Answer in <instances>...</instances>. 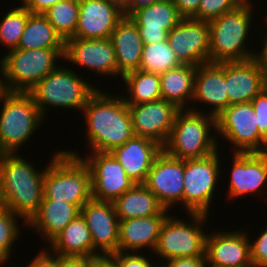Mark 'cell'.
I'll use <instances>...</instances> for the list:
<instances>
[{"instance_id":"cell-4","label":"cell","mask_w":267,"mask_h":267,"mask_svg":"<svg viewBox=\"0 0 267 267\" xmlns=\"http://www.w3.org/2000/svg\"><path fill=\"white\" fill-rule=\"evenodd\" d=\"M219 144L215 116L183 109L177 113L172 130L162 148L171 157L189 160L213 154L220 149Z\"/></svg>"},{"instance_id":"cell-36","label":"cell","mask_w":267,"mask_h":267,"mask_svg":"<svg viewBox=\"0 0 267 267\" xmlns=\"http://www.w3.org/2000/svg\"><path fill=\"white\" fill-rule=\"evenodd\" d=\"M5 14L3 18L0 17V44L8 52L17 49L31 12L19 3Z\"/></svg>"},{"instance_id":"cell-17","label":"cell","mask_w":267,"mask_h":267,"mask_svg":"<svg viewBox=\"0 0 267 267\" xmlns=\"http://www.w3.org/2000/svg\"><path fill=\"white\" fill-rule=\"evenodd\" d=\"M227 197L231 200L248 195H265L267 190V155L263 153H233ZM266 191V192H265ZM265 193V194H264Z\"/></svg>"},{"instance_id":"cell-53","label":"cell","mask_w":267,"mask_h":267,"mask_svg":"<svg viewBox=\"0 0 267 267\" xmlns=\"http://www.w3.org/2000/svg\"><path fill=\"white\" fill-rule=\"evenodd\" d=\"M156 267H166L163 263L159 265V263L156 265Z\"/></svg>"},{"instance_id":"cell-9","label":"cell","mask_w":267,"mask_h":267,"mask_svg":"<svg viewBox=\"0 0 267 267\" xmlns=\"http://www.w3.org/2000/svg\"><path fill=\"white\" fill-rule=\"evenodd\" d=\"M173 214L170 213L164 220L153 252V256L156 255L161 261L159 264L178 257L205 256L208 234L205 227L210 215L188 213L189 219L187 217L183 220V217L180 219L179 215Z\"/></svg>"},{"instance_id":"cell-20","label":"cell","mask_w":267,"mask_h":267,"mask_svg":"<svg viewBox=\"0 0 267 267\" xmlns=\"http://www.w3.org/2000/svg\"><path fill=\"white\" fill-rule=\"evenodd\" d=\"M90 230L93 247L101 255L118 252L119 219L112 201L89 200L80 209Z\"/></svg>"},{"instance_id":"cell-21","label":"cell","mask_w":267,"mask_h":267,"mask_svg":"<svg viewBox=\"0 0 267 267\" xmlns=\"http://www.w3.org/2000/svg\"><path fill=\"white\" fill-rule=\"evenodd\" d=\"M124 16V11L113 3L104 0H79L76 32L71 38H110Z\"/></svg>"},{"instance_id":"cell-18","label":"cell","mask_w":267,"mask_h":267,"mask_svg":"<svg viewBox=\"0 0 267 267\" xmlns=\"http://www.w3.org/2000/svg\"><path fill=\"white\" fill-rule=\"evenodd\" d=\"M209 23L184 18L168 32L167 41L182 64L198 66L210 62Z\"/></svg>"},{"instance_id":"cell-28","label":"cell","mask_w":267,"mask_h":267,"mask_svg":"<svg viewBox=\"0 0 267 267\" xmlns=\"http://www.w3.org/2000/svg\"><path fill=\"white\" fill-rule=\"evenodd\" d=\"M46 247L59 256L94 258L101 254L93 247L90 230L79 214Z\"/></svg>"},{"instance_id":"cell-7","label":"cell","mask_w":267,"mask_h":267,"mask_svg":"<svg viewBox=\"0 0 267 267\" xmlns=\"http://www.w3.org/2000/svg\"><path fill=\"white\" fill-rule=\"evenodd\" d=\"M0 102V154H21L45 120L29 92L4 91Z\"/></svg>"},{"instance_id":"cell-23","label":"cell","mask_w":267,"mask_h":267,"mask_svg":"<svg viewBox=\"0 0 267 267\" xmlns=\"http://www.w3.org/2000/svg\"><path fill=\"white\" fill-rule=\"evenodd\" d=\"M225 79L229 106L251 102L267 86L264 74L255 58L225 62Z\"/></svg>"},{"instance_id":"cell-12","label":"cell","mask_w":267,"mask_h":267,"mask_svg":"<svg viewBox=\"0 0 267 267\" xmlns=\"http://www.w3.org/2000/svg\"><path fill=\"white\" fill-rule=\"evenodd\" d=\"M75 150L64 149L66 153L82 158L88 165L91 171L93 199L113 202L136 184L110 152H92L85 156Z\"/></svg>"},{"instance_id":"cell-46","label":"cell","mask_w":267,"mask_h":267,"mask_svg":"<svg viewBox=\"0 0 267 267\" xmlns=\"http://www.w3.org/2000/svg\"><path fill=\"white\" fill-rule=\"evenodd\" d=\"M263 47L256 46L257 48H261V50L256 49L255 59L258 61V64L264 74L265 80L267 82V30L265 31L264 37L261 38Z\"/></svg>"},{"instance_id":"cell-14","label":"cell","mask_w":267,"mask_h":267,"mask_svg":"<svg viewBox=\"0 0 267 267\" xmlns=\"http://www.w3.org/2000/svg\"><path fill=\"white\" fill-rule=\"evenodd\" d=\"M184 160L176 159L163 150L156 157L144 185L159 203L171 212L175 205L183 208Z\"/></svg>"},{"instance_id":"cell-43","label":"cell","mask_w":267,"mask_h":267,"mask_svg":"<svg viewBox=\"0 0 267 267\" xmlns=\"http://www.w3.org/2000/svg\"><path fill=\"white\" fill-rule=\"evenodd\" d=\"M92 262L91 257L57 255V267H91Z\"/></svg>"},{"instance_id":"cell-2","label":"cell","mask_w":267,"mask_h":267,"mask_svg":"<svg viewBox=\"0 0 267 267\" xmlns=\"http://www.w3.org/2000/svg\"><path fill=\"white\" fill-rule=\"evenodd\" d=\"M18 153L0 154V206L26 222L38 211L44 198L45 168H36ZM40 169V170H38Z\"/></svg>"},{"instance_id":"cell-38","label":"cell","mask_w":267,"mask_h":267,"mask_svg":"<svg viewBox=\"0 0 267 267\" xmlns=\"http://www.w3.org/2000/svg\"><path fill=\"white\" fill-rule=\"evenodd\" d=\"M149 254L150 252H116L109 256L117 263L118 267H156L160 261H154L156 258H151L153 253L150 254V257L148 256Z\"/></svg>"},{"instance_id":"cell-10","label":"cell","mask_w":267,"mask_h":267,"mask_svg":"<svg viewBox=\"0 0 267 267\" xmlns=\"http://www.w3.org/2000/svg\"><path fill=\"white\" fill-rule=\"evenodd\" d=\"M220 149L213 154L200 158L184 160L183 209L188 213L211 214L212 201L223 167L220 160ZM222 167V168H221ZM215 192V194H214Z\"/></svg>"},{"instance_id":"cell-37","label":"cell","mask_w":267,"mask_h":267,"mask_svg":"<svg viewBox=\"0 0 267 267\" xmlns=\"http://www.w3.org/2000/svg\"><path fill=\"white\" fill-rule=\"evenodd\" d=\"M246 0H201L197 14L192 18L210 22L222 14L238 8Z\"/></svg>"},{"instance_id":"cell-19","label":"cell","mask_w":267,"mask_h":267,"mask_svg":"<svg viewBox=\"0 0 267 267\" xmlns=\"http://www.w3.org/2000/svg\"><path fill=\"white\" fill-rule=\"evenodd\" d=\"M226 90L225 62H208L196 66L194 96L189 110L216 117L229 106ZM196 105L199 107L205 105L204 109L209 107L205 111L203 106L201 110Z\"/></svg>"},{"instance_id":"cell-26","label":"cell","mask_w":267,"mask_h":267,"mask_svg":"<svg viewBox=\"0 0 267 267\" xmlns=\"http://www.w3.org/2000/svg\"><path fill=\"white\" fill-rule=\"evenodd\" d=\"M79 214L80 209L74 204L43 199L38 211L27 222V227L35 230L40 237L38 240H43L46 247Z\"/></svg>"},{"instance_id":"cell-8","label":"cell","mask_w":267,"mask_h":267,"mask_svg":"<svg viewBox=\"0 0 267 267\" xmlns=\"http://www.w3.org/2000/svg\"><path fill=\"white\" fill-rule=\"evenodd\" d=\"M61 60L64 61V49L8 51L0 58L4 90L29 92L47 74L57 69L63 63Z\"/></svg>"},{"instance_id":"cell-51","label":"cell","mask_w":267,"mask_h":267,"mask_svg":"<svg viewBox=\"0 0 267 267\" xmlns=\"http://www.w3.org/2000/svg\"><path fill=\"white\" fill-rule=\"evenodd\" d=\"M262 153L267 155V140H266V143H265V146H264V150H263Z\"/></svg>"},{"instance_id":"cell-49","label":"cell","mask_w":267,"mask_h":267,"mask_svg":"<svg viewBox=\"0 0 267 267\" xmlns=\"http://www.w3.org/2000/svg\"><path fill=\"white\" fill-rule=\"evenodd\" d=\"M119 6L124 11V0H104Z\"/></svg>"},{"instance_id":"cell-13","label":"cell","mask_w":267,"mask_h":267,"mask_svg":"<svg viewBox=\"0 0 267 267\" xmlns=\"http://www.w3.org/2000/svg\"><path fill=\"white\" fill-rule=\"evenodd\" d=\"M77 69L85 68L97 76L117 77L116 52L110 38H68L65 40L64 61ZM70 63V64H68ZM79 65V66H78Z\"/></svg>"},{"instance_id":"cell-40","label":"cell","mask_w":267,"mask_h":267,"mask_svg":"<svg viewBox=\"0 0 267 267\" xmlns=\"http://www.w3.org/2000/svg\"><path fill=\"white\" fill-rule=\"evenodd\" d=\"M251 103L256 114L258 130L267 140V86L252 99Z\"/></svg>"},{"instance_id":"cell-34","label":"cell","mask_w":267,"mask_h":267,"mask_svg":"<svg viewBox=\"0 0 267 267\" xmlns=\"http://www.w3.org/2000/svg\"><path fill=\"white\" fill-rule=\"evenodd\" d=\"M43 15L65 41L75 35L79 15V0L58 2L45 11Z\"/></svg>"},{"instance_id":"cell-42","label":"cell","mask_w":267,"mask_h":267,"mask_svg":"<svg viewBox=\"0 0 267 267\" xmlns=\"http://www.w3.org/2000/svg\"><path fill=\"white\" fill-rule=\"evenodd\" d=\"M166 267H207L206 256L178 257L163 263Z\"/></svg>"},{"instance_id":"cell-45","label":"cell","mask_w":267,"mask_h":267,"mask_svg":"<svg viewBox=\"0 0 267 267\" xmlns=\"http://www.w3.org/2000/svg\"><path fill=\"white\" fill-rule=\"evenodd\" d=\"M201 0H173L179 14L183 18H193L199 9Z\"/></svg>"},{"instance_id":"cell-39","label":"cell","mask_w":267,"mask_h":267,"mask_svg":"<svg viewBox=\"0 0 267 267\" xmlns=\"http://www.w3.org/2000/svg\"><path fill=\"white\" fill-rule=\"evenodd\" d=\"M256 233V238L249 241L251 263L259 267H267V226L261 233Z\"/></svg>"},{"instance_id":"cell-15","label":"cell","mask_w":267,"mask_h":267,"mask_svg":"<svg viewBox=\"0 0 267 267\" xmlns=\"http://www.w3.org/2000/svg\"><path fill=\"white\" fill-rule=\"evenodd\" d=\"M242 229L238 228L236 231L215 229L216 232H208L205 249L207 267H249L252 265L249 242L252 237L247 229L246 231Z\"/></svg>"},{"instance_id":"cell-11","label":"cell","mask_w":267,"mask_h":267,"mask_svg":"<svg viewBox=\"0 0 267 267\" xmlns=\"http://www.w3.org/2000/svg\"><path fill=\"white\" fill-rule=\"evenodd\" d=\"M216 134L218 140L228 141L231 153H262L266 143L258 130L251 102L231 104L223 109L216 116Z\"/></svg>"},{"instance_id":"cell-22","label":"cell","mask_w":267,"mask_h":267,"mask_svg":"<svg viewBox=\"0 0 267 267\" xmlns=\"http://www.w3.org/2000/svg\"><path fill=\"white\" fill-rule=\"evenodd\" d=\"M130 18L137 24L144 44L166 41L168 32L184 19L173 0H162L139 8Z\"/></svg>"},{"instance_id":"cell-35","label":"cell","mask_w":267,"mask_h":267,"mask_svg":"<svg viewBox=\"0 0 267 267\" xmlns=\"http://www.w3.org/2000/svg\"><path fill=\"white\" fill-rule=\"evenodd\" d=\"M18 221L27 229V222L21 216L0 206V267L11 263L9 259L12 257L15 243L21 238V225Z\"/></svg>"},{"instance_id":"cell-48","label":"cell","mask_w":267,"mask_h":267,"mask_svg":"<svg viewBox=\"0 0 267 267\" xmlns=\"http://www.w3.org/2000/svg\"><path fill=\"white\" fill-rule=\"evenodd\" d=\"M91 267H118L109 255H100L93 258Z\"/></svg>"},{"instance_id":"cell-5","label":"cell","mask_w":267,"mask_h":267,"mask_svg":"<svg viewBox=\"0 0 267 267\" xmlns=\"http://www.w3.org/2000/svg\"><path fill=\"white\" fill-rule=\"evenodd\" d=\"M55 150L50 157L43 182V199H56L79 209L92 199L91 171L80 157Z\"/></svg>"},{"instance_id":"cell-6","label":"cell","mask_w":267,"mask_h":267,"mask_svg":"<svg viewBox=\"0 0 267 267\" xmlns=\"http://www.w3.org/2000/svg\"><path fill=\"white\" fill-rule=\"evenodd\" d=\"M72 69L62 63L29 91L44 119L47 118V111H50L48 108L54 107L81 113L88 99L98 89L89 83L90 78L86 80L82 78L83 75L77 74L76 69Z\"/></svg>"},{"instance_id":"cell-32","label":"cell","mask_w":267,"mask_h":267,"mask_svg":"<svg viewBox=\"0 0 267 267\" xmlns=\"http://www.w3.org/2000/svg\"><path fill=\"white\" fill-rule=\"evenodd\" d=\"M121 81L126 95H121L127 104H142L161 99L160 76L157 73L133 71ZM126 88V89H125Z\"/></svg>"},{"instance_id":"cell-41","label":"cell","mask_w":267,"mask_h":267,"mask_svg":"<svg viewBox=\"0 0 267 267\" xmlns=\"http://www.w3.org/2000/svg\"><path fill=\"white\" fill-rule=\"evenodd\" d=\"M43 248V249H42ZM39 252L33 258L29 263L27 262V265L25 264V267H57V255L52 253L47 247H42ZM11 267H19L20 265ZM24 265H21L22 267Z\"/></svg>"},{"instance_id":"cell-29","label":"cell","mask_w":267,"mask_h":267,"mask_svg":"<svg viewBox=\"0 0 267 267\" xmlns=\"http://www.w3.org/2000/svg\"><path fill=\"white\" fill-rule=\"evenodd\" d=\"M113 205L119 221L171 213L159 203L156 195L144 184H135L116 198Z\"/></svg>"},{"instance_id":"cell-52","label":"cell","mask_w":267,"mask_h":267,"mask_svg":"<svg viewBox=\"0 0 267 267\" xmlns=\"http://www.w3.org/2000/svg\"><path fill=\"white\" fill-rule=\"evenodd\" d=\"M263 16H264L265 18H262V19H265V21H266V22H265V27H267V26H266V25H267V15H264V14H263Z\"/></svg>"},{"instance_id":"cell-30","label":"cell","mask_w":267,"mask_h":267,"mask_svg":"<svg viewBox=\"0 0 267 267\" xmlns=\"http://www.w3.org/2000/svg\"><path fill=\"white\" fill-rule=\"evenodd\" d=\"M195 72L196 66L181 64L159 74L161 99L172 102L180 110L190 109L194 96Z\"/></svg>"},{"instance_id":"cell-24","label":"cell","mask_w":267,"mask_h":267,"mask_svg":"<svg viewBox=\"0 0 267 267\" xmlns=\"http://www.w3.org/2000/svg\"><path fill=\"white\" fill-rule=\"evenodd\" d=\"M162 150V146L155 141L134 136L110 153L120 162L132 181L144 184L156 157Z\"/></svg>"},{"instance_id":"cell-33","label":"cell","mask_w":267,"mask_h":267,"mask_svg":"<svg viewBox=\"0 0 267 267\" xmlns=\"http://www.w3.org/2000/svg\"><path fill=\"white\" fill-rule=\"evenodd\" d=\"M181 64L167 40L143 45L139 70L161 74Z\"/></svg>"},{"instance_id":"cell-16","label":"cell","mask_w":267,"mask_h":267,"mask_svg":"<svg viewBox=\"0 0 267 267\" xmlns=\"http://www.w3.org/2000/svg\"><path fill=\"white\" fill-rule=\"evenodd\" d=\"M135 136L165 145L180 109L164 99L142 104H128Z\"/></svg>"},{"instance_id":"cell-3","label":"cell","mask_w":267,"mask_h":267,"mask_svg":"<svg viewBox=\"0 0 267 267\" xmlns=\"http://www.w3.org/2000/svg\"><path fill=\"white\" fill-rule=\"evenodd\" d=\"M252 1L254 0H246L238 8L208 22L210 62L245 61L255 58L257 48L254 50L253 47H250L251 40L249 41V39L253 40L251 38L252 30L254 33V29H256L254 25L258 26L259 24L254 20L256 14H253L258 11L257 5H254L257 3Z\"/></svg>"},{"instance_id":"cell-44","label":"cell","mask_w":267,"mask_h":267,"mask_svg":"<svg viewBox=\"0 0 267 267\" xmlns=\"http://www.w3.org/2000/svg\"><path fill=\"white\" fill-rule=\"evenodd\" d=\"M65 0H22L19 1L20 4L29 10L32 14H43L51 6L55 5L58 2Z\"/></svg>"},{"instance_id":"cell-47","label":"cell","mask_w":267,"mask_h":267,"mask_svg":"<svg viewBox=\"0 0 267 267\" xmlns=\"http://www.w3.org/2000/svg\"><path fill=\"white\" fill-rule=\"evenodd\" d=\"M162 0H124V14L130 16L135 10Z\"/></svg>"},{"instance_id":"cell-25","label":"cell","mask_w":267,"mask_h":267,"mask_svg":"<svg viewBox=\"0 0 267 267\" xmlns=\"http://www.w3.org/2000/svg\"><path fill=\"white\" fill-rule=\"evenodd\" d=\"M167 216L152 215L119 221L118 252L153 253L161 226Z\"/></svg>"},{"instance_id":"cell-31","label":"cell","mask_w":267,"mask_h":267,"mask_svg":"<svg viewBox=\"0 0 267 267\" xmlns=\"http://www.w3.org/2000/svg\"><path fill=\"white\" fill-rule=\"evenodd\" d=\"M65 41L43 14H30L17 49H64Z\"/></svg>"},{"instance_id":"cell-1","label":"cell","mask_w":267,"mask_h":267,"mask_svg":"<svg viewBox=\"0 0 267 267\" xmlns=\"http://www.w3.org/2000/svg\"><path fill=\"white\" fill-rule=\"evenodd\" d=\"M81 114L85 117L84 139L88 143V153L111 152L135 136L128 104L121 94L98 88Z\"/></svg>"},{"instance_id":"cell-50","label":"cell","mask_w":267,"mask_h":267,"mask_svg":"<svg viewBox=\"0 0 267 267\" xmlns=\"http://www.w3.org/2000/svg\"><path fill=\"white\" fill-rule=\"evenodd\" d=\"M4 91L5 90H4L3 83H2V72H1V66H0V96Z\"/></svg>"},{"instance_id":"cell-27","label":"cell","mask_w":267,"mask_h":267,"mask_svg":"<svg viewBox=\"0 0 267 267\" xmlns=\"http://www.w3.org/2000/svg\"><path fill=\"white\" fill-rule=\"evenodd\" d=\"M110 40L116 52L117 79L140 68L143 41L137 24L124 16L111 33Z\"/></svg>"}]
</instances>
